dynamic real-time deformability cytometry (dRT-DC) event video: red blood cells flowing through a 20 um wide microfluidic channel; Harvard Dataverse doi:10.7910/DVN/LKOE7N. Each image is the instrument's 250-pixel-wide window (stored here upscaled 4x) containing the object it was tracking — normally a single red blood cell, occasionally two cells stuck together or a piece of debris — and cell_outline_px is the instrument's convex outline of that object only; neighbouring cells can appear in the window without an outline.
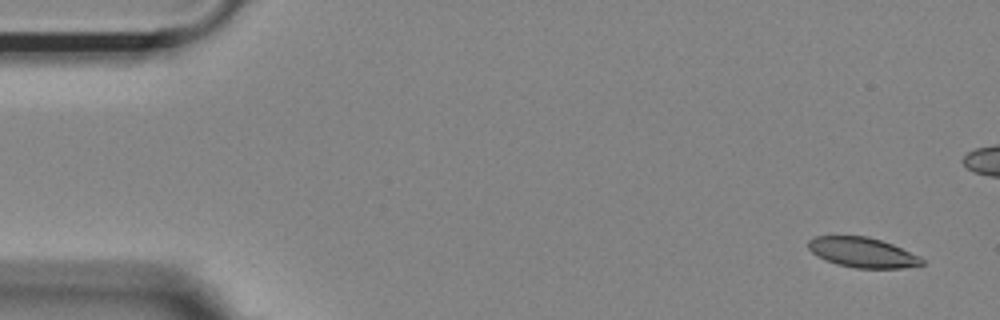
{"species": "Egyptian fruit bat (a non-hibernating species)", "species_latin": "Rousettus aegyptiacus", "temperature_condition": "room temperature", "stored_images_in_passage": 15, "camera_frame_rate_fps": 3000, "um_per_image_px": 0.085, "animal": {"sex": "female"}, "frame": {"image": 1, "passage_image": 1, "time_ms": 0.0, "image_size_px": [1000, 320], "cell_outline_px": [[924, 264], [904, 268], [856, 268], [836, 264], [824, 260], [816, 256], [808, 248], [808, 240], [812, 236], [868, 236], [892, 244], [920, 256], [924, 260]], "centroid_in_image_um": [73.29, 21.46], "position_along_channel_um": 11.7, "area_um2": 20.0}}